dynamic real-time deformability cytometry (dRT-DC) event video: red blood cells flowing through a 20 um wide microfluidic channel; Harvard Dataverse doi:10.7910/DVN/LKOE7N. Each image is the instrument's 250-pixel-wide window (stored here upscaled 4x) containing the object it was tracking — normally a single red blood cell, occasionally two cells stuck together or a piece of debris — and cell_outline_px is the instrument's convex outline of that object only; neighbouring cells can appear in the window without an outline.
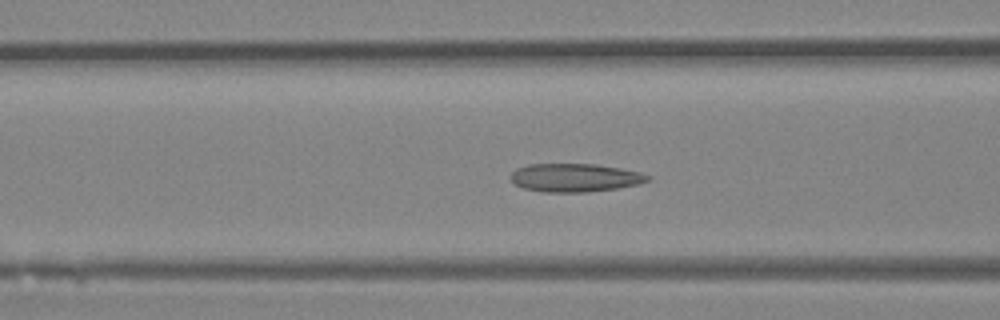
{"species": "Egyptian fruit bat (a non-hibernating species)", "species_latin": "Rousettus aegyptiacus", "temperature_condition": "room temperature", "stored_images_in_passage": 34, "camera_frame_rate_fps": 3000, "um_per_image_px": 0.085, "animal": {"sex": "female"}, "frame": {"image": 1, "passage_image": 6, "time_ms": 1.667, "image_size_px": [1000, 320], "cell_outline_px": [[652, 180], [640, 184], [616, 188], [584, 192], [544, 192], [524, 188], [516, 184], [512, 180], [512, 172], [516, 168], [528, 164], [596, 164], [620, 168], [640, 172], [652, 176]], "centroid_in_image_um": [48.92, 15.1], "position_along_channel_um": 117.7, "area_um2": 22.6}}
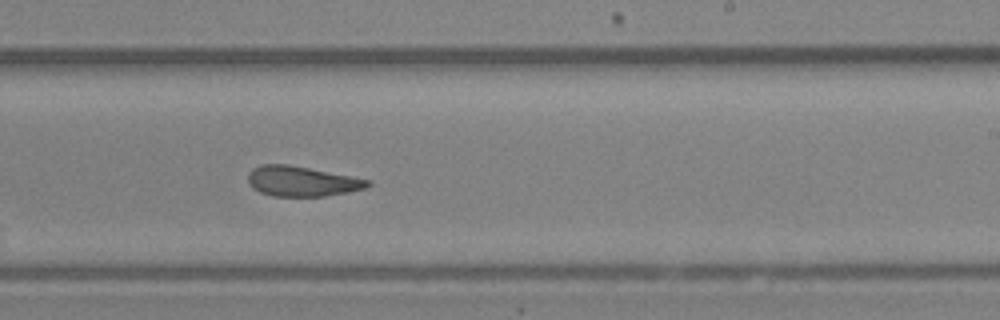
{"frame": {"image": 2, "passage_image": 16, "time_ms": 5.0, "image_size_px": [1000, 320], "cell_outline_px": [[372, 184], [364, 188], [348, 192], [324, 196], [272, 196], [260, 192], [252, 188], [248, 184], [248, 172], [252, 168], [260, 164], [288, 164], [372, 180]], "centroid_in_image_um": [25.62, 15.4], "position_along_channel_um": 263.4, "area_um2": 21.1}}
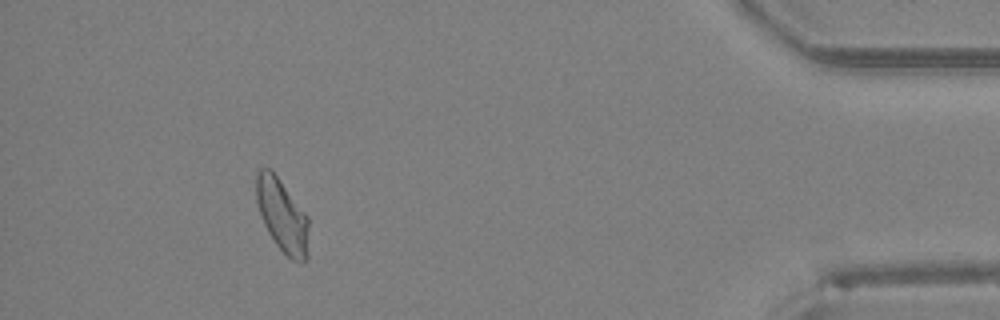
{"frame": {"image": 3, "passage_image": 30, "time_ms": 9.667, "image_size_px": [1000, 320], "cell_outline_px": [[308, 256], [300, 264], [292, 260], [276, 244], [268, 232], [264, 224], [256, 200], [256, 172], [260, 168], [272, 168], [308, 216]], "centroid_in_image_um": [23.99, 18.29], "position_along_channel_um": 411.2, "area_um2": 22.48}}